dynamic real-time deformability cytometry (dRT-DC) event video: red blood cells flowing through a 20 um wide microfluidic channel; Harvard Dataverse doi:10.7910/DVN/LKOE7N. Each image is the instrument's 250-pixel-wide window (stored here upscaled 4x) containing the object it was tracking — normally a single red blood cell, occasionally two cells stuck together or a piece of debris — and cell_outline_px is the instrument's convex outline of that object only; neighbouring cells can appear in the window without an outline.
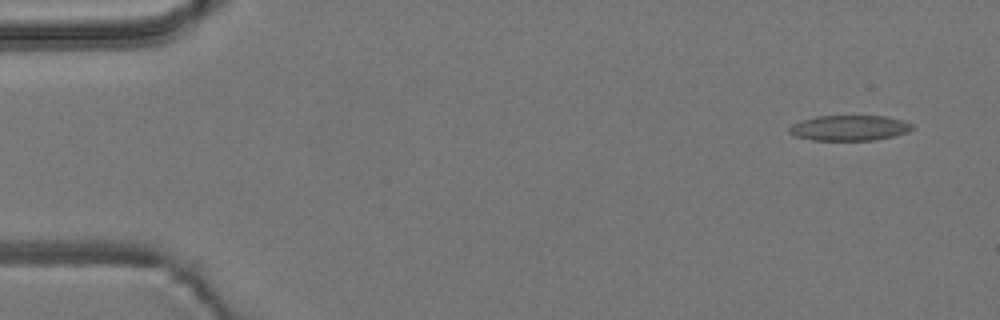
{"species": "common noctule bat (a hibernating species)", "species_latin": "Nyctalus noctula", "temperature_condition": "room temperature", "stored_images_in_passage": 4, "camera_frame_rate_fps": 3000, "um_per_image_px": 0.085, "animal": {"sex": "male", "body_mass_g": 19.2, "forearm_length_mm": 51.8}, "frame": {"image": 1, "passage_image": 4, "time_ms": 6.333, "image_size_px": [1000, 320], "cell_outline_px": [[916, 128], [908, 132], [876, 140], [812, 140], [796, 136], [788, 132], [788, 128], [792, 124], [816, 116], [888, 116], [904, 120], [912, 124]], "centroid_in_image_um": [72.24, 10.87], "position_along_channel_um": 12.8, "area_um2": 18.26}}